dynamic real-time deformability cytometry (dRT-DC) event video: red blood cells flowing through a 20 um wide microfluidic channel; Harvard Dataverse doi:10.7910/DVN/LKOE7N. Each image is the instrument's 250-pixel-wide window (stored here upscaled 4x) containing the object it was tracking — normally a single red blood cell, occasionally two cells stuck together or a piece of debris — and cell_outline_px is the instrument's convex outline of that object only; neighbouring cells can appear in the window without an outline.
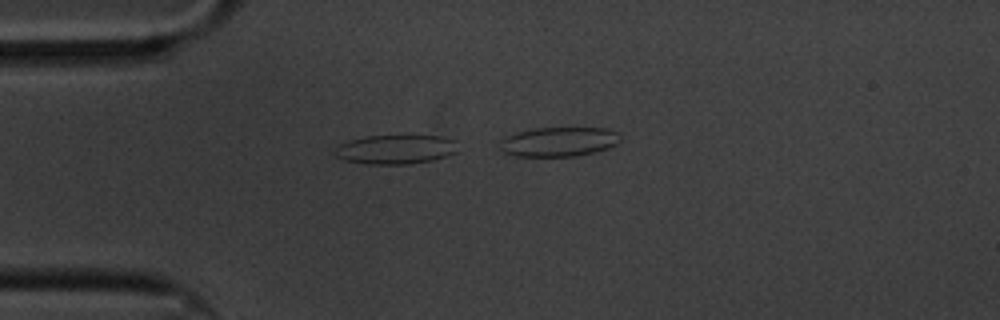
{"species": "common noctule bat (a hibernating species)", "species_latin": "Nyctalus noctula", "temperature_condition": "cold", "stored_images_in_passage": 10, "camera_frame_rate_fps": 3000, "um_per_image_px": 0.085, "animal": {"sex": "male", "body_mass_g": 20.1, "forearm_length_mm": 53.5}, "frame": {"image": 1, "passage_image": 4, "time_ms": 1.0, "image_size_px": [1000, 320], "cell_outline_px": [[456, 152], [432, 160], [408, 164], [368, 164], [344, 160], [336, 156], [332, 152], [340, 144], [348, 140], [368, 136], [440, 136], [456, 140]], "centroid_in_image_um": [33.59, 12.7], "position_along_channel_um": 51.4, "area_um2": 20.81}}